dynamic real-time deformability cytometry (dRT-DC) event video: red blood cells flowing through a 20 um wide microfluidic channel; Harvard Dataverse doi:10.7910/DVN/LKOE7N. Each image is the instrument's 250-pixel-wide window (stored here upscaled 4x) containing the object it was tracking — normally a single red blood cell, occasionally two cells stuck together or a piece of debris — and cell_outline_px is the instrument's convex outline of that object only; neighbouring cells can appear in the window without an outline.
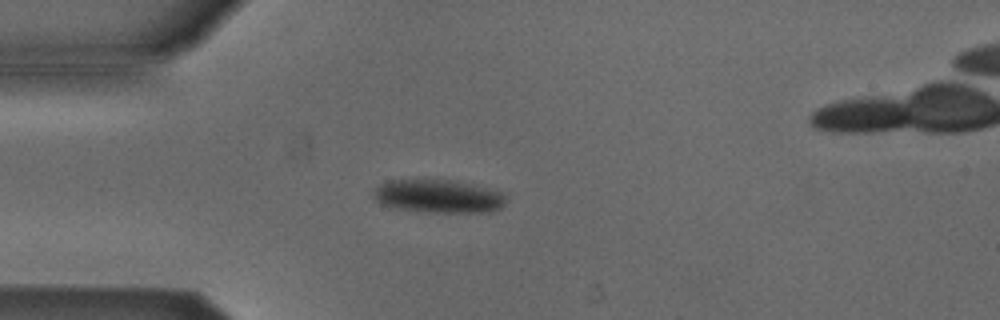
{"species": "Egyptian fruit bat (a non-hibernating species)", "species_latin": "Rousettus aegyptiacus", "temperature_condition": "cold", "stored_images_in_passage": 3, "camera_frame_rate_fps": 3000, "um_per_image_px": 0.085, "animal": {"sex": "male"}, "frame": {"image": 1, "passage_image": 2, "time_ms": 0.333, "image_size_px": [1000, 320], "cell_outline_px": [[504, 204], [500, 208], [488, 212], [428, 212], [396, 208], [380, 204], [372, 196], [372, 192], [384, 180], [452, 180], [472, 184], [504, 192]], "centroid_in_image_um": [37.23, 16.68], "position_along_channel_um": 47.8, "area_um2": 25.66}}